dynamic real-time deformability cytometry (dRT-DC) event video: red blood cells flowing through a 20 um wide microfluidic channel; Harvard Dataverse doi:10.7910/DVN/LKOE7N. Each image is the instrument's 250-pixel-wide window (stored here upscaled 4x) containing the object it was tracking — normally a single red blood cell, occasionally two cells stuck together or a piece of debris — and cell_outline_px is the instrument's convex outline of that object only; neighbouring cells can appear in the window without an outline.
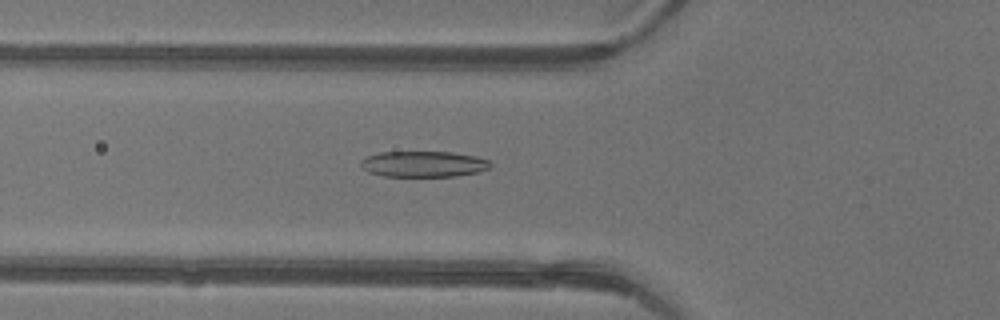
{"species": "common noctule bat (a hibernating species)", "species_latin": "Nyctalus noctula", "temperature_condition": "warm", "stored_images_in_passage": 47, "camera_frame_rate_fps": 3000, "um_per_image_px": 0.085, "animal": {"sex": "female"}, "frame": {"image": 1, "passage_image": 18, "time_ms": 5.667, "image_size_px": [1000, 320], "cell_outline_px": [[492, 164], [488, 168], [476, 172], [456, 176], [384, 176], [368, 172], [360, 164], [360, 160], [368, 156], [380, 152], [452, 152], [476, 156], [488, 160]], "centroid_in_image_um": [35.99, 13.94], "position_along_channel_um": 89.8, "area_um2": 19.42}}
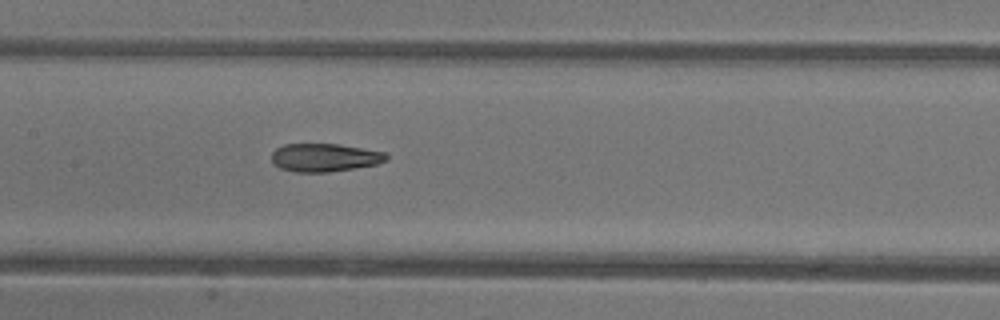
{"frame": {"image": 2, "passage_image": 24, "time_ms": 7.667, "image_size_px": [1000, 320], "cell_outline_px": [[388, 160], [376, 164], [356, 168], [328, 172], [296, 172], [280, 168], [272, 160], [272, 152], [276, 148], [284, 144], [340, 144], [384, 152], [388, 156]], "centroid_in_image_um": [27.6, 13.39], "position_along_channel_um": 179.8, "area_um2": 18.79}}
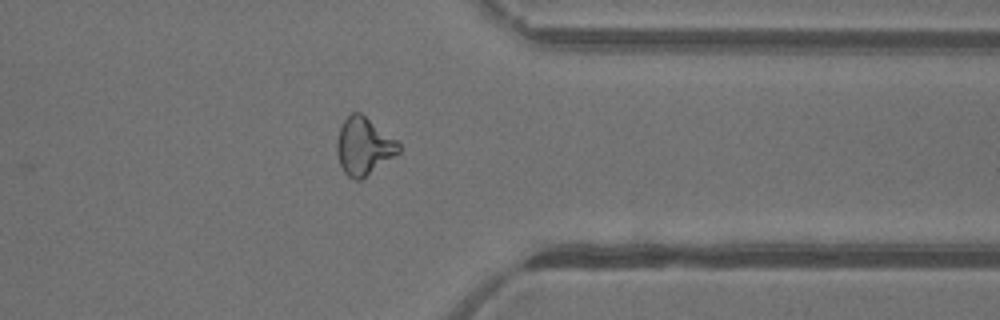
{"frame": {"image": 3, "passage_image": 38, "time_ms": 12.333, "image_size_px": [1000, 320], "cell_outline_px": [[400, 152], [360, 180], [352, 180], [344, 172], [340, 164], [336, 152], [336, 140], [340, 128], [344, 120], [352, 112], [360, 112], [396, 140], [400, 144]], "centroid_in_image_um": [30.89, 12.44], "position_along_channel_um": 380.5, "area_um2": 20.46}, "authors_computed_cell_mechanics": {"area_um2": 20.4612, "velocity_mm_per_s": 4.4605, "shape_relaxation_time_tau1_ms": 9.3763, "shape_relaxation_time_tau2_ms": 2.0954, "deformation_change_tau1": 0.2485, "deformation_change_tau2": 0.1107}}